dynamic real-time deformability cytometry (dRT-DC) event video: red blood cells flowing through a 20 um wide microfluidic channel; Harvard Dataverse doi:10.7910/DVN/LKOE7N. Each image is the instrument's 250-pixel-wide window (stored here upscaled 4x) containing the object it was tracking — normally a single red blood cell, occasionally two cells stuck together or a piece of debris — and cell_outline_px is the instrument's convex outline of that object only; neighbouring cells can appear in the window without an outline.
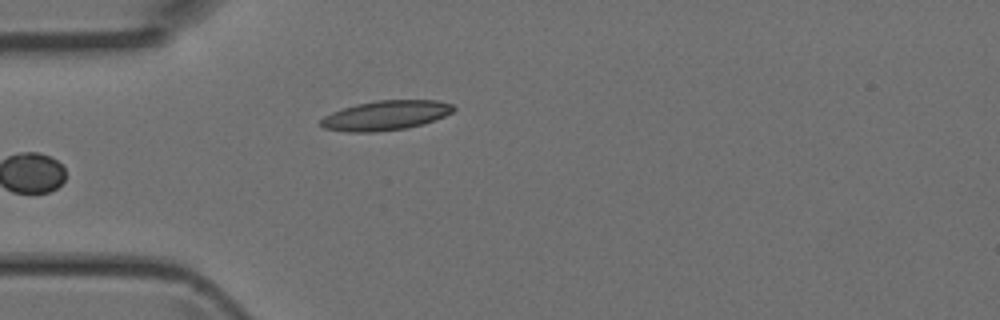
{"species": "Egyptian fruit bat (a non-hibernating species)", "species_latin": "Rousettus aegyptiacus", "temperature_condition": "room temperature", "stored_images_in_passage": 5, "camera_frame_rate_fps": 3000, "um_per_image_px": 0.085, "animal": {"sex": "female"}, "frame": {"image": 1, "passage_image": 5, "time_ms": 1.333, "image_size_px": [1000, 320], "cell_outline_px": [[456, 108], [452, 112], [444, 116], [420, 124], [404, 128], [376, 132], [348, 132], [324, 128], [320, 124], [320, 120], [324, 116], [332, 112], [356, 104], [376, 100], [436, 100], [452, 104]], "centroid_in_image_um": [32.76, 9.8], "position_along_channel_um": 52.2, "area_um2": 22.66}}